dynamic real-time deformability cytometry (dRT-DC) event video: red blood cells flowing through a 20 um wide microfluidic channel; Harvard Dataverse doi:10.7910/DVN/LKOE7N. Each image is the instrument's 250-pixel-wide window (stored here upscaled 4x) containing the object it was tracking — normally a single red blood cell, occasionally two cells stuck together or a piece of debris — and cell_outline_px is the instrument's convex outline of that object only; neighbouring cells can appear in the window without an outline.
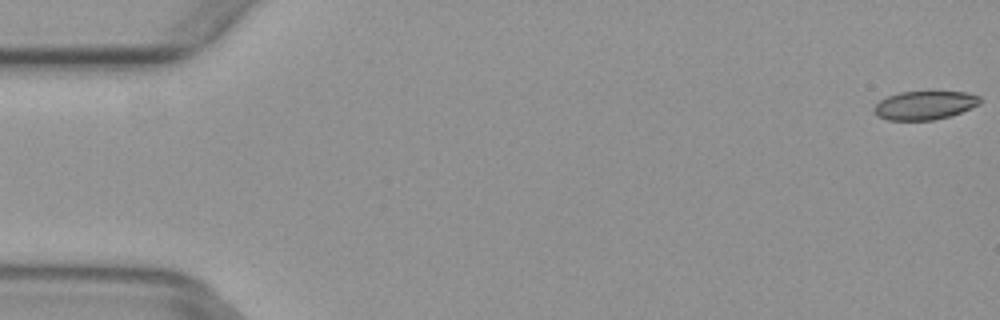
{"species": "common noctule bat (a hibernating species)", "species_latin": "Nyctalus noctula", "temperature_condition": "warm", "stored_images_in_passage": 6, "camera_frame_rate_fps": 3000, "um_per_image_px": 0.085, "animal": {"sex": "female", "body_mass_g": 29.2, "forearm_length_mm": 56.3}, "frame": {"image": 1, "passage_image": 1, "time_ms": 0.0, "image_size_px": [1000, 320], "cell_outline_px": [[980, 104], [960, 112], [948, 116], [932, 120], [888, 120], [876, 116], [872, 112], [872, 108], [880, 100], [888, 96], [900, 92], [968, 92], [980, 96]], "centroid_in_image_um": [78.55, 8.95], "position_along_channel_um": 6.4, "area_um2": 17.63}}